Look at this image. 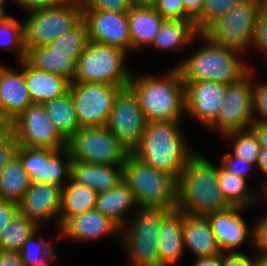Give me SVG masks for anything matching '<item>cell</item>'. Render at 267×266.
<instances>
[{"label": "cell", "mask_w": 267, "mask_h": 266, "mask_svg": "<svg viewBox=\"0 0 267 266\" xmlns=\"http://www.w3.org/2000/svg\"><path fill=\"white\" fill-rule=\"evenodd\" d=\"M231 207L219 187L218 163L214 165L194 152L178 178L177 210L207 217Z\"/></svg>", "instance_id": "6da1fadb"}, {"label": "cell", "mask_w": 267, "mask_h": 266, "mask_svg": "<svg viewBox=\"0 0 267 266\" xmlns=\"http://www.w3.org/2000/svg\"><path fill=\"white\" fill-rule=\"evenodd\" d=\"M179 126L180 121H148L141 141L131 153L156 170L178 180L194 154Z\"/></svg>", "instance_id": "7a4b0ae2"}, {"label": "cell", "mask_w": 267, "mask_h": 266, "mask_svg": "<svg viewBox=\"0 0 267 266\" xmlns=\"http://www.w3.org/2000/svg\"><path fill=\"white\" fill-rule=\"evenodd\" d=\"M154 75L131 73L128 88L138 98L146 121H181L185 117V85L176 67Z\"/></svg>", "instance_id": "3957f363"}, {"label": "cell", "mask_w": 267, "mask_h": 266, "mask_svg": "<svg viewBox=\"0 0 267 266\" xmlns=\"http://www.w3.org/2000/svg\"><path fill=\"white\" fill-rule=\"evenodd\" d=\"M200 37L204 46L175 66L183 82L207 80L229 85L240 81L253 69L239 58L242 54L237 50L216 45L202 34Z\"/></svg>", "instance_id": "277c9868"}, {"label": "cell", "mask_w": 267, "mask_h": 266, "mask_svg": "<svg viewBox=\"0 0 267 266\" xmlns=\"http://www.w3.org/2000/svg\"><path fill=\"white\" fill-rule=\"evenodd\" d=\"M123 181L132 192L138 208L177 210L178 180L144 163L132 153L123 164Z\"/></svg>", "instance_id": "5b68a950"}, {"label": "cell", "mask_w": 267, "mask_h": 266, "mask_svg": "<svg viewBox=\"0 0 267 266\" xmlns=\"http://www.w3.org/2000/svg\"><path fill=\"white\" fill-rule=\"evenodd\" d=\"M127 52L123 49L88 42L76 63L73 82L113 84L128 88L131 71L126 66Z\"/></svg>", "instance_id": "8992f818"}, {"label": "cell", "mask_w": 267, "mask_h": 266, "mask_svg": "<svg viewBox=\"0 0 267 266\" xmlns=\"http://www.w3.org/2000/svg\"><path fill=\"white\" fill-rule=\"evenodd\" d=\"M132 219L120 229V242L127 251L128 266H160L158 235L162 219L169 213L160 209L137 208Z\"/></svg>", "instance_id": "52a82bcc"}, {"label": "cell", "mask_w": 267, "mask_h": 266, "mask_svg": "<svg viewBox=\"0 0 267 266\" xmlns=\"http://www.w3.org/2000/svg\"><path fill=\"white\" fill-rule=\"evenodd\" d=\"M261 9L260 0H247L217 18L201 34L216 45L243 54L253 47Z\"/></svg>", "instance_id": "ba28073f"}, {"label": "cell", "mask_w": 267, "mask_h": 266, "mask_svg": "<svg viewBox=\"0 0 267 266\" xmlns=\"http://www.w3.org/2000/svg\"><path fill=\"white\" fill-rule=\"evenodd\" d=\"M28 13L24 22L26 52L47 45L83 19L80 0H62L55 6Z\"/></svg>", "instance_id": "9c48e42d"}, {"label": "cell", "mask_w": 267, "mask_h": 266, "mask_svg": "<svg viewBox=\"0 0 267 266\" xmlns=\"http://www.w3.org/2000/svg\"><path fill=\"white\" fill-rule=\"evenodd\" d=\"M72 161L123 166L131 151L106 127H81L68 141Z\"/></svg>", "instance_id": "30bf717a"}, {"label": "cell", "mask_w": 267, "mask_h": 266, "mask_svg": "<svg viewBox=\"0 0 267 266\" xmlns=\"http://www.w3.org/2000/svg\"><path fill=\"white\" fill-rule=\"evenodd\" d=\"M121 90L113 84L70 83L68 91L80 127H106L114 99Z\"/></svg>", "instance_id": "8fae6325"}, {"label": "cell", "mask_w": 267, "mask_h": 266, "mask_svg": "<svg viewBox=\"0 0 267 266\" xmlns=\"http://www.w3.org/2000/svg\"><path fill=\"white\" fill-rule=\"evenodd\" d=\"M18 145L28 148L62 150L68 142L59 134L43 104L33 103L13 120Z\"/></svg>", "instance_id": "7c38bea8"}, {"label": "cell", "mask_w": 267, "mask_h": 266, "mask_svg": "<svg viewBox=\"0 0 267 266\" xmlns=\"http://www.w3.org/2000/svg\"><path fill=\"white\" fill-rule=\"evenodd\" d=\"M253 69L240 81L226 85V93L216 121L208 129L223 136L232 131L250 129L252 118Z\"/></svg>", "instance_id": "4fadbf2b"}, {"label": "cell", "mask_w": 267, "mask_h": 266, "mask_svg": "<svg viewBox=\"0 0 267 266\" xmlns=\"http://www.w3.org/2000/svg\"><path fill=\"white\" fill-rule=\"evenodd\" d=\"M16 155L32 182L51 183L63 187L66 184L65 179H70L72 155L68 147L51 150L18 145ZM62 157L65 159L64 162L61 160Z\"/></svg>", "instance_id": "5bb4252c"}, {"label": "cell", "mask_w": 267, "mask_h": 266, "mask_svg": "<svg viewBox=\"0 0 267 266\" xmlns=\"http://www.w3.org/2000/svg\"><path fill=\"white\" fill-rule=\"evenodd\" d=\"M147 121L138 98L129 89L115 97L106 128L130 151L141 141Z\"/></svg>", "instance_id": "9a60e30c"}, {"label": "cell", "mask_w": 267, "mask_h": 266, "mask_svg": "<svg viewBox=\"0 0 267 266\" xmlns=\"http://www.w3.org/2000/svg\"><path fill=\"white\" fill-rule=\"evenodd\" d=\"M185 116L207 129L216 121L226 93V84L215 81L184 82Z\"/></svg>", "instance_id": "2e32d148"}, {"label": "cell", "mask_w": 267, "mask_h": 266, "mask_svg": "<svg viewBox=\"0 0 267 266\" xmlns=\"http://www.w3.org/2000/svg\"><path fill=\"white\" fill-rule=\"evenodd\" d=\"M88 26L89 40L95 43L132 50L127 13L107 10H83Z\"/></svg>", "instance_id": "e0dca14e"}, {"label": "cell", "mask_w": 267, "mask_h": 266, "mask_svg": "<svg viewBox=\"0 0 267 266\" xmlns=\"http://www.w3.org/2000/svg\"><path fill=\"white\" fill-rule=\"evenodd\" d=\"M62 188L57 184L31 182L18 203L19 213L39 227L56 219L60 228Z\"/></svg>", "instance_id": "ac0fdd59"}, {"label": "cell", "mask_w": 267, "mask_h": 266, "mask_svg": "<svg viewBox=\"0 0 267 266\" xmlns=\"http://www.w3.org/2000/svg\"><path fill=\"white\" fill-rule=\"evenodd\" d=\"M120 227L110 218L101 214L96 209H91L79 215L68 218L59 228L61 238L73 241H93L104 236L120 235Z\"/></svg>", "instance_id": "d6986e66"}, {"label": "cell", "mask_w": 267, "mask_h": 266, "mask_svg": "<svg viewBox=\"0 0 267 266\" xmlns=\"http://www.w3.org/2000/svg\"><path fill=\"white\" fill-rule=\"evenodd\" d=\"M244 210L246 209L242 207H231L207 216L223 253L241 252L236 250L249 236L253 245V227L250 231L240 215Z\"/></svg>", "instance_id": "ffe728a7"}, {"label": "cell", "mask_w": 267, "mask_h": 266, "mask_svg": "<svg viewBox=\"0 0 267 266\" xmlns=\"http://www.w3.org/2000/svg\"><path fill=\"white\" fill-rule=\"evenodd\" d=\"M32 104L23 70L0 63V117L13 121Z\"/></svg>", "instance_id": "44dd1931"}, {"label": "cell", "mask_w": 267, "mask_h": 266, "mask_svg": "<svg viewBox=\"0 0 267 266\" xmlns=\"http://www.w3.org/2000/svg\"><path fill=\"white\" fill-rule=\"evenodd\" d=\"M184 213L170 211L161 221L158 235L160 266H176L184 255L183 243Z\"/></svg>", "instance_id": "7402d4cb"}, {"label": "cell", "mask_w": 267, "mask_h": 266, "mask_svg": "<svg viewBox=\"0 0 267 266\" xmlns=\"http://www.w3.org/2000/svg\"><path fill=\"white\" fill-rule=\"evenodd\" d=\"M70 178L97 193L106 192L123 182V166L72 161Z\"/></svg>", "instance_id": "603a6c76"}, {"label": "cell", "mask_w": 267, "mask_h": 266, "mask_svg": "<svg viewBox=\"0 0 267 266\" xmlns=\"http://www.w3.org/2000/svg\"><path fill=\"white\" fill-rule=\"evenodd\" d=\"M183 243L184 250L190 249L196 258L223 253L217 243L210 221L205 216L184 214Z\"/></svg>", "instance_id": "cb8c5ba5"}, {"label": "cell", "mask_w": 267, "mask_h": 266, "mask_svg": "<svg viewBox=\"0 0 267 266\" xmlns=\"http://www.w3.org/2000/svg\"><path fill=\"white\" fill-rule=\"evenodd\" d=\"M33 103L43 104L68 91L70 82L63 76L38 70L26 60L19 62Z\"/></svg>", "instance_id": "d4e9b609"}, {"label": "cell", "mask_w": 267, "mask_h": 266, "mask_svg": "<svg viewBox=\"0 0 267 266\" xmlns=\"http://www.w3.org/2000/svg\"><path fill=\"white\" fill-rule=\"evenodd\" d=\"M132 51L150 47L165 20L154 7L132 6L127 13Z\"/></svg>", "instance_id": "484cf974"}, {"label": "cell", "mask_w": 267, "mask_h": 266, "mask_svg": "<svg viewBox=\"0 0 267 266\" xmlns=\"http://www.w3.org/2000/svg\"><path fill=\"white\" fill-rule=\"evenodd\" d=\"M133 207L138 208V205L129 187L123 181L109 191L98 193L94 209L122 228L128 221L126 212Z\"/></svg>", "instance_id": "4316f807"}, {"label": "cell", "mask_w": 267, "mask_h": 266, "mask_svg": "<svg viewBox=\"0 0 267 266\" xmlns=\"http://www.w3.org/2000/svg\"><path fill=\"white\" fill-rule=\"evenodd\" d=\"M199 37L193 20H172L165 19L156 35L152 48L159 50H173L185 48L194 43ZM185 46V47H184Z\"/></svg>", "instance_id": "83f0119b"}, {"label": "cell", "mask_w": 267, "mask_h": 266, "mask_svg": "<svg viewBox=\"0 0 267 266\" xmlns=\"http://www.w3.org/2000/svg\"><path fill=\"white\" fill-rule=\"evenodd\" d=\"M25 60L38 70L63 76L70 83L74 80L76 62L69 55L54 54L46 46H39L29 49Z\"/></svg>", "instance_id": "f1b7e54d"}, {"label": "cell", "mask_w": 267, "mask_h": 266, "mask_svg": "<svg viewBox=\"0 0 267 266\" xmlns=\"http://www.w3.org/2000/svg\"><path fill=\"white\" fill-rule=\"evenodd\" d=\"M49 118L59 134L68 142L81 128L70 92L43 103Z\"/></svg>", "instance_id": "f546056e"}, {"label": "cell", "mask_w": 267, "mask_h": 266, "mask_svg": "<svg viewBox=\"0 0 267 266\" xmlns=\"http://www.w3.org/2000/svg\"><path fill=\"white\" fill-rule=\"evenodd\" d=\"M69 181V182H68ZM62 188L60 226L70 217L94 209L97 192L71 178Z\"/></svg>", "instance_id": "4dcf8cb0"}, {"label": "cell", "mask_w": 267, "mask_h": 266, "mask_svg": "<svg viewBox=\"0 0 267 266\" xmlns=\"http://www.w3.org/2000/svg\"><path fill=\"white\" fill-rule=\"evenodd\" d=\"M218 181L221 193L232 207L247 209L259 201V192L251 191L247 179L227 171L220 163H218Z\"/></svg>", "instance_id": "1f68e13d"}, {"label": "cell", "mask_w": 267, "mask_h": 266, "mask_svg": "<svg viewBox=\"0 0 267 266\" xmlns=\"http://www.w3.org/2000/svg\"><path fill=\"white\" fill-rule=\"evenodd\" d=\"M32 180L15 154L0 172V198L19 203Z\"/></svg>", "instance_id": "d6a6232c"}, {"label": "cell", "mask_w": 267, "mask_h": 266, "mask_svg": "<svg viewBox=\"0 0 267 266\" xmlns=\"http://www.w3.org/2000/svg\"><path fill=\"white\" fill-rule=\"evenodd\" d=\"M89 42L88 26L82 19L76 26L45 45L54 54L69 55L76 63Z\"/></svg>", "instance_id": "836d02e7"}, {"label": "cell", "mask_w": 267, "mask_h": 266, "mask_svg": "<svg viewBox=\"0 0 267 266\" xmlns=\"http://www.w3.org/2000/svg\"><path fill=\"white\" fill-rule=\"evenodd\" d=\"M40 228L35 222L18 213L0 233V250L19 252L24 242Z\"/></svg>", "instance_id": "e575fe53"}, {"label": "cell", "mask_w": 267, "mask_h": 266, "mask_svg": "<svg viewBox=\"0 0 267 266\" xmlns=\"http://www.w3.org/2000/svg\"><path fill=\"white\" fill-rule=\"evenodd\" d=\"M39 229L33 233L22 245L19 254L25 266H57L58 262L51 243L39 238ZM38 237V238H37Z\"/></svg>", "instance_id": "d590c367"}, {"label": "cell", "mask_w": 267, "mask_h": 266, "mask_svg": "<svg viewBox=\"0 0 267 266\" xmlns=\"http://www.w3.org/2000/svg\"><path fill=\"white\" fill-rule=\"evenodd\" d=\"M0 48L15 50L19 62L26 59L24 23L11 15L0 22Z\"/></svg>", "instance_id": "8d00e7d4"}, {"label": "cell", "mask_w": 267, "mask_h": 266, "mask_svg": "<svg viewBox=\"0 0 267 266\" xmlns=\"http://www.w3.org/2000/svg\"><path fill=\"white\" fill-rule=\"evenodd\" d=\"M233 141L231 154L254 166L258 163L261 147L251 129L232 131L221 136Z\"/></svg>", "instance_id": "74e56055"}, {"label": "cell", "mask_w": 267, "mask_h": 266, "mask_svg": "<svg viewBox=\"0 0 267 266\" xmlns=\"http://www.w3.org/2000/svg\"><path fill=\"white\" fill-rule=\"evenodd\" d=\"M245 1L247 0H205L201 13L193 20L197 32L201 34L217 18Z\"/></svg>", "instance_id": "f35d334b"}, {"label": "cell", "mask_w": 267, "mask_h": 266, "mask_svg": "<svg viewBox=\"0 0 267 266\" xmlns=\"http://www.w3.org/2000/svg\"><path fill=\"white\" fill-rule=\"evenodd\" d=\"M252 118L253 122L267 123V82L255 83L254 79L252 91Z\"/></svg>", "instance_id": "ab89813d"}, {"label": "cell", "mask_w": 267, "mask_h": 266, "mask_svg": "<svg viewBox=\"0 0 267 266\" xmlns=\"http://www.w3.org/2000/svg\"><path fill=\"white\" fill-rule=\"evenodd\" d=\"M154 8L164 19L193 20L185 12L183 0H157Z\"/></svg>", "instance_id": "60d3db41"}, {"label": "cell", "mask_w": 267, "mask_h": 266, "mask_svg": "<svg viewBox=\"0 0 267 266\" xmlns=\"http://www.w3.org/2000/svg\"><path fill=\"white\" fill-rule=\"evenodd\" d=\"M82 10H107L128 13L132 8L131 0H80Z\"/></svg>", "instance_id": "b9f144b4"}, {"label": "cell", "mask_w": 267, "mask_h": 266, "mask_svg": "<svg viewBox=\"0 0 267 266\" xmlns=\"http://www.w3.org/2000/svg\"><path fill=\"white\" fill-rule=\"evenodd\" d=\"M220 164L229 172H232L236 176L246 177L253 176L250 174V170L254 169V165L243 161L239 157L233 156L230 152L221 157Z\"/></svg>", "instance_id": "7bdbcfd3"}, {"label": "cell", "mask_w": 267, "mask_h": 266, "mask_svg": "<svg viewBox=\"0 0 267 266\" xmlns=\"http://www.w3.org/2000/svg\"><path fill=\"white\" fill-rule=\"evenodd\" d=\"M253 48L258 49V51L263 56L265 55V59L267 61V9H261L257 27L254 36Z\"/></svg>", "instance_id": "ee69618b"}, {"label": "cell", "mask_w": 267, "mask_h": 266, "mask_svg": "<svg viewBox=\"0 0 267 266\" xmlns=\"http://www.w3.org/2000/svg\"><path fill=\"white\" fill-rule=\"evenodd\" d=\"M259 219L253 224V247L258 250L256 253H267V214Z\"/></svg>", "instance_id": "f6af8a7d"}, {"label": "cell", "mask_w": 267, "mask_h": 266, "mask_svg": "<svg viewBox=\"0 0 267 266\" xmlns=\"http://www.w3.org/2000/svg\"><path fill=\"white\" fill-rule=\"evenodd\" d=\"M19 213L18 203L0 198V233Z\"/></svg>", "instance_id": "bcb514c9"}, {"label": "cell", "mask_w": 267, "mask_h": 266, "mask_svg": "<svg viewBox=\"0 0 267 266\" xmlns=\"http://www.w3.org/2000/svg\"><path fill=\"white\" fill-rule=\"evenodd\" d=\"M222 266H254V258L244 252L222 253Z\"/></svg>", "instance_id": "7dc6e473"}, {"label": "cell", "mask_w": 267, "mask_h": 266, "mask_svg": "<svg viewBox=\"0 0 267 266\" xmlns=\"http://www.w3.org/2000/svg\"><path fill=\"white\" fill-rule=\"evenodd\" d=\"M16 4H20L23 9L28 10V12L45 9L48 7L55 6L59 4L62 0H13Z\"/></svg>", "instance_id": "c3c4849f"}, {"label": "cell", "mask_w": 267, "mask_h": 266, "mask_svg": "<svg viewBox=\"0 0 267 266\" xmlns=\"http://www.w3.org/2000/svg\"><path fill=\"white\" fill-rule=\"evenodd\" d=\"M17 147L14 136L4 146H0V172L16 154Z\"/></svg>", "instance_id": "681fc988"}, {"label": "cell", "mask_w": 267, "mask_h": 266, "mask_svg": "<svg viewBox=\"0 0 267 266\" xmlns=\"http://www.w3.org/2000/svg\"><path fill=\"white\" fill-rule=\"evenodd\" d=\"M0 266H25L19 252L1 251Z\"/></svg>", "instance_id": "f907efd6"}, {"label": "cell", "mask_w": 267, "mask_h": 266, "mask_svg": "<svg viewBox=\"0 0 267 266\" xmlns=\"http://www.w3.org/2000/svg\"><path fill=\"white\" fill-rule=\"evenodd\" d=\"M13 136V121L0 117V146H4Z\"/></svg>", "instance_id": "816d5d0a"}, {"label": "cell", "mask_w": 267, "mask_h": 266, "mask_svg": "<svg viewBox=\"0 0 267 266\" xmlns=\"http://www.w3.org/2000/svg\"><path fill=\"white\" fill-rule=\"evenodd\" d=\"M250 129L254 132L260 147L267 149V123L253 122Z\"/></svg>", "instance_id": "f5cc1de1"}, {"label": "cell", "mask_w": 267, "mask_h": 266, "mask_svg": "<svg viewBox=\"0 0 267 266\" xmlns=\"http://www.w3.org/2000/svg\"><path fill=\"white\" fill-rule=\"evenodd\" d=\"M205 0H183L185 12L194 20L202 11Z\"/></svg>", "instance_id": "db71d44e"}, {"label": "cell", "mask_w": 267, "mask_h": 266, "mask_svg": "<svg viewBox=\"0 0 267 266\" xmlns=\"http://www.w3.org/2000/svg\"><path fill=\"white\" fill-rule=\"evenodd\" d=\"M192 266H222V253L219 255L196 258Z\"/></svg>", "instance_id": "11a10c76"}, {"label": "cell", "mask_w": 267, "mask_h": 266, "mask_svg": "<svg viewBox=\"0 0 267 266\" xmlns=\"http://www.w3.org/2000/svg\"><path fill=\"white\" fill-rule=\"evenodd\" d=\"M256 167L260 168V170L265 174V179L267 178V149L261 148L258 163Z\"/></svg>", "instance_id": "9f6ffc18"}, {"label": "cell", "mask_w": 267, "mask_h": 266, "mask_svg": "<svg viewBox=\"0 0 267 266\" xmlns=\"http://www.w3.org/2000/svg\"><path fill=\"white\" fill-rule=\"evenodd\" d=\"M254 266H267V253H257L254 258Z\"/></svg>", "instance_id": "6f0895ef"}, {"label": "cell", "mask_w": 267, "mask_h": 266, "mask_svg": "<svg viewBox=\"0 0 267 266\" xmlns=\"http://www.w3.org/2000/svg\"><path fill=\"white\" fill-rule=\"evenodd\" d=\"M132 6L154 7L157 0H131Z\"/></svg>", "instance_id": "680465c9"}, {"label": "cell", "mask_w": 267, "mask_h": 266, "mask_svg": "<svg viewBox=\"0 0 267 266\" xmlns=\"http://www.w3.org/2000/svg\"><path fill=\"white\" fill-rule=\"evenodd\" d=\"M260 191H261L262 194L260 192L258 194L259 201H261L263 199L264 201H266L265 203L267 204V178L262 183V186H261V190Z\"/></svg>", "instance_id": "91938a15"}, {"label": "cell", "mask_w": 267, "mask_h": 266, "mask_svg": "<svg viewBox=\"0 0 267 266\" xmlns=\"http://www.w3.org/2000/svg\"><path fill=\"white\" fill-rule=\"evenodd\" d=\"M8 14L5 12V9L0 5V22L6 17Z\"/></svg>", "instance_id": "94428289"}, {"label": "cell", "mask_w": 267, "mask_h": 266, "mask_svg": "<svg viewBox=\"0 0 267 266\" xmlns=\"http://www.w3.org/2000/svg\"><path fill=\"white\" fill-rule=\"evenodd\" d=\"M262 8L267 9V0H260Z\"/></svg>", "instance_id": "6125c7cd"}, {"label": "cell", "mask_w": 267, "mask_h": 266, "mask_svg": "<svg viewBox=\"0 0 267 266\" xmlns=\"http://www.w3.org/2000/svg\"><path fill=\"white\" fill-rule=\"evenodd\" d=\"M8 0H0V5L6 10L5 8V2Z\"/></svg>", "instance_id": "be15d7a7"}]
</instances>
